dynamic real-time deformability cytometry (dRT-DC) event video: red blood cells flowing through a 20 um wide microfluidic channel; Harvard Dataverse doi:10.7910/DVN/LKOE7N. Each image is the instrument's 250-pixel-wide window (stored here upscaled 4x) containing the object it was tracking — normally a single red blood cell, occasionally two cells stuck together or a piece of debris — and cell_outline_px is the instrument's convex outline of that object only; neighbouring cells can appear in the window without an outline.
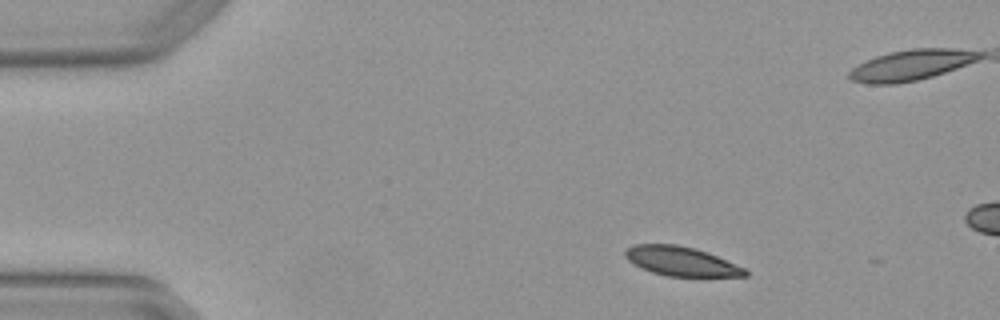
{"species": "Egyptian fruit bat (a non-hibernating species)", "species_latin": "Rousettus aegyptiacus", "temperature_condition": "warm", "stored_images_in_passage": 3, "camera_frame_rate_fps": 3000, "um_per_image_px": 0.085, "animal": {"sex": "female"}, "frame": {"image": 1, "passage_image": 1, "time_ms": 0.0, "image_size_px": [1000, 320], "cell_outline_px": [[748, 276], [668, 276], [652, 272], [640, 268], [628, 260], [624, 256], [624, 252], [628, 248], [636, 244], [676, 244], [696, 248], [708, 252], [744, 268], [748, 272]], "centroid_in_image_um": [57.88, 22.2], "position_along_channel_um": 27.1, "area_um2": 20.35}}